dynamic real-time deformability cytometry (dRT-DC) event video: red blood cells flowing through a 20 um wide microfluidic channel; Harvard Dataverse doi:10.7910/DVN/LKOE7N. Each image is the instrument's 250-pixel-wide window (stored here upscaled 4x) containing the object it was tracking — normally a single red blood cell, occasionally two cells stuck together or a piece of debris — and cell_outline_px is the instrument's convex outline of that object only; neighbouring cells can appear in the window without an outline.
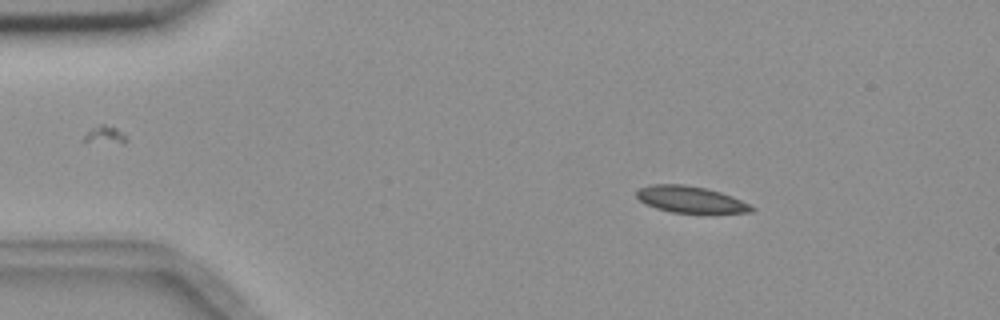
{"species": "common noctule bat (a hibernating species)", "species_latin": "Nyctalus noctula", "temperature_condition": "room temperature", "stored_images_in_passage": 3, "camera_frame_rate_fps": 3000, "um_per_image_px": 0.085, "animal": {"sex": "female", "body_mass_g": 18.4}, "frame": {"image": 1, "passage_image": 1, "time_ms": 0.0, "image_size_px": [1000, 320], "cell_outline_px": [[756, 208], [752, 212], [712, 216], [672, 212], [656, 208], [640, 200], [636, 196], [636, 192], [640, 188], [652, 184], [684, 184], [704, 188], [720, 192], [732, 196]], "centroid_in_image_um": [58.79, 17.01], "position_along_channel_um": 26.2, "area_um2": 18.5}}